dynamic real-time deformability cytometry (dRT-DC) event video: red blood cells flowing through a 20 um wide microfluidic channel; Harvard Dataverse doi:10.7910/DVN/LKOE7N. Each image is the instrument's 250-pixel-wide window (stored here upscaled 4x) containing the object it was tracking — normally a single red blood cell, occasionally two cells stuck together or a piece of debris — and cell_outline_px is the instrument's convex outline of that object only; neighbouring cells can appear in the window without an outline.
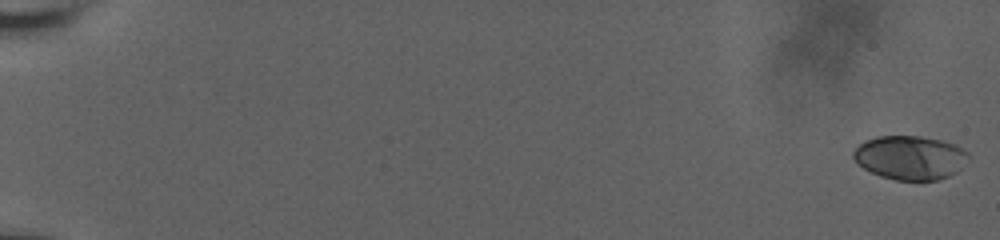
{"species": "human", "species_latin": "Homo sapiens", "temperature_condition": "room temperature", "stored_images_in_passage": 18, "camera_frame_rate_fps": 3000, "um_per_image_px": 0.085, "donor": {"sex": "male"}, "frame": {"image": 1, "passage_image": 1, "time_ms": 0.0, "image_size_px": [1000, 240], "cell_outline_px": [[972, 156], [956, 172], [948, 176], [936, 180], [896, 180], [880, 176], [864, 168], [852, 156], [852, 152], [864, 140], [876, 136], [920, 136], [940, 140], [956, 144], [968, 152]], "centroid_in_image_um": [77.38, 13.38], "position_along_channel_um": 7.6, "area_um2": 29.48}}
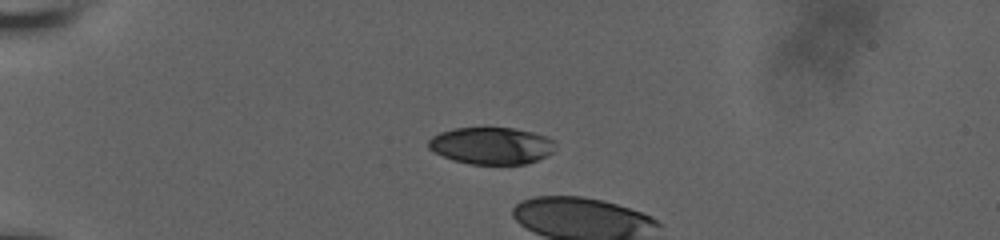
{"frame": {"image": 2, "passage_image": 16, "time_ms": 5.667, "image_size_px": [1000, 240], "cell_outline_px": [[556, 144], [552, 152], [548, 156], [528, 164], [468, 164], [452, 160], [428, 148], [428, 140], [432, 136], [440, 132], [456, 128], [512, 128], [532, 132], [548, 136], [556, 140]], "centroid_in_image_um": [41.81, 12.39], "position_along_channel_um": 43.2, "area_um2": 27.57}}